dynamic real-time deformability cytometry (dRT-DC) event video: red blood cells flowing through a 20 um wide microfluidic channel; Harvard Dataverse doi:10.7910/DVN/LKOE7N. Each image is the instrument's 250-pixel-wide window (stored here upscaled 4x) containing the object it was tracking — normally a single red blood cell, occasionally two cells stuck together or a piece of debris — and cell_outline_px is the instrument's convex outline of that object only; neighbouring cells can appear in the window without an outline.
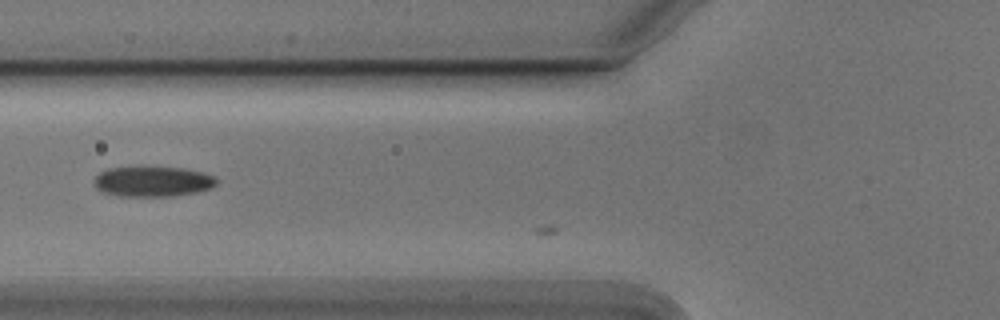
{"species": "Egyptian fruit bat (a non-hibernating species)", "species_latin": "Rousettus aegyptiacus", "temperature_condition": "cold", "stored_images_in_passage": 5, "camera_frame_rate_fps": 3000, "um_per_image_px": 0.085, "animal": {"sex": "male"}, "frame": {"image": 1, "passage_image": 4, "time_ms": 1.0, "image_size_px": [1000, 320], "cell_outline_px": [[216, 184], [212, 188], [196, 192], [176, 196], [120, 196], [104, 192], [96, 188], [92, 180], [100, 172], [108, 168], [184, 168], [200, 172], [212, 176], [216, 180]], "centroid_in_image_um": [12.95, 15.45], "position_along_channel_um": 112.8, "area_um2": 21.27}}